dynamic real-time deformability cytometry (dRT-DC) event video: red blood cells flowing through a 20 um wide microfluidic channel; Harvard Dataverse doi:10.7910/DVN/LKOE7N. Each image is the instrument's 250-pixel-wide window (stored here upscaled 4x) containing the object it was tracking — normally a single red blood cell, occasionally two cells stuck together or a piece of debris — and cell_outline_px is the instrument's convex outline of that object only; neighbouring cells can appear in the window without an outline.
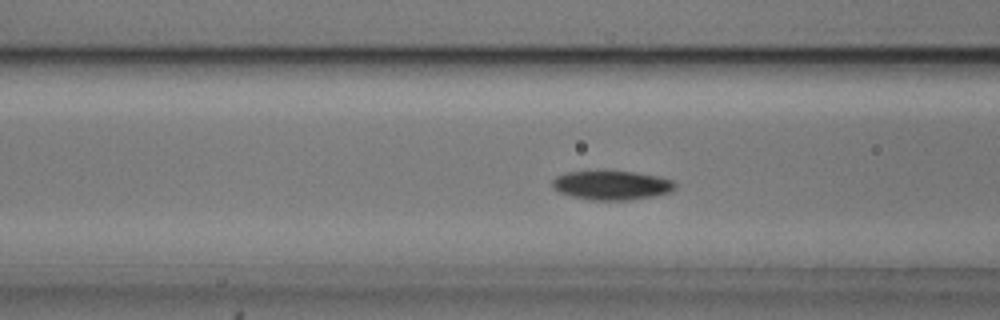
{"species": "common noctule bat (a hibernating species)", "species_latin": "Nyctalus noctula", "temperature_condition": "cold", "stored_images_in_passage": 51, "camera_frame_rate_fps": 3000, "um_per_image_px": 0.085, "animal": {"sex": "male", "body_mass_g": 20.5, "forearm_length_mm": 52.5}, "frame": {"image": 1, "passage_image": 17, "time_ms": 5.333, "image_size_px": [1000, 320], "cell_outline_px": [[676, 188], [672, 192], [652, 196], [628, 200], [592, 200], [572, 196], [560, 192], [552, 184], [552, 180], [556, 176], [564, 172], [596, 168], [636, 172], [660, 176], [672, 180], [676, 184]], "centroid_in_image_um": [51.99, 15.69], "position_along_channel_um": 114.6, "area_um2": 21.68}}
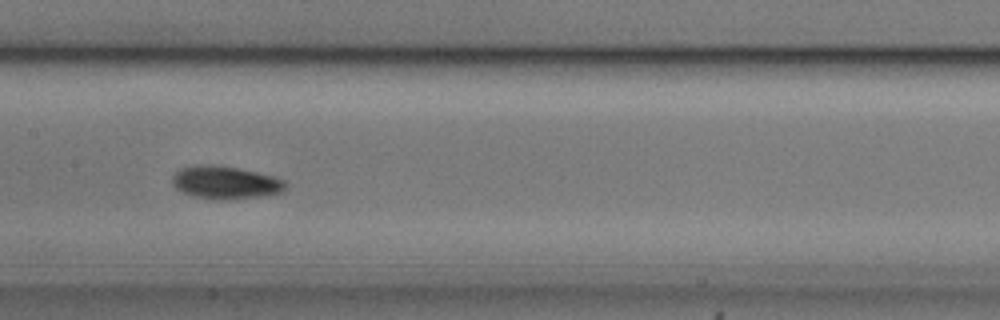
{"frame": {"image": 2, "passage_image": 23, "time_ms": 7.333, "image_size_px": [1000, 320], "cell_outline_px": [[288, 188], [280, 192], [260, 196], [228, 200], [216, 200], [192, 196], [176, 188], [172, 184], [172, 176], [180, 168], [196, 164], [208, 164], [236, 168], [276, 176], [284, 180]], "centroid_in_image_um": [19.15, 15.51], "position_along_channel_um": 188.3, "area_um2": 21.79}}
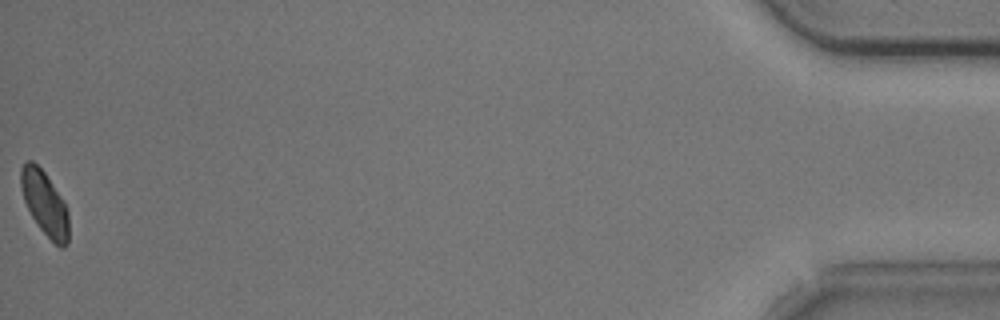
{"frame": {"image": 3, "passage_image": 51, "time_ms": 16.667, "image_size_px": [1000, 320], "cell_outline_px": [[68, 244], [64, 248], [60, 248], [40, 228], [32, 216], [24, 200], [20, 184], [20, 168], [28, 160], [32, 160], [44, 172], [60, 196], [68, 212]], "centroid_in_image_um": [3.79, 17.28], "position_along_channel_um": 431.4, "area_um2": 17.51}, "authors_computed_cell_mechanics": {"area_um2": 19.5942, "velocity_mm_per_s": 3.6645, "shape_relaxation_time_tau1_ms": 2.7416, "shape_relaxation_time_tau2_ms": 11.0547, "deformation_change_tau1": 0.1041, "deformation_change_tau2": 0.1377}}